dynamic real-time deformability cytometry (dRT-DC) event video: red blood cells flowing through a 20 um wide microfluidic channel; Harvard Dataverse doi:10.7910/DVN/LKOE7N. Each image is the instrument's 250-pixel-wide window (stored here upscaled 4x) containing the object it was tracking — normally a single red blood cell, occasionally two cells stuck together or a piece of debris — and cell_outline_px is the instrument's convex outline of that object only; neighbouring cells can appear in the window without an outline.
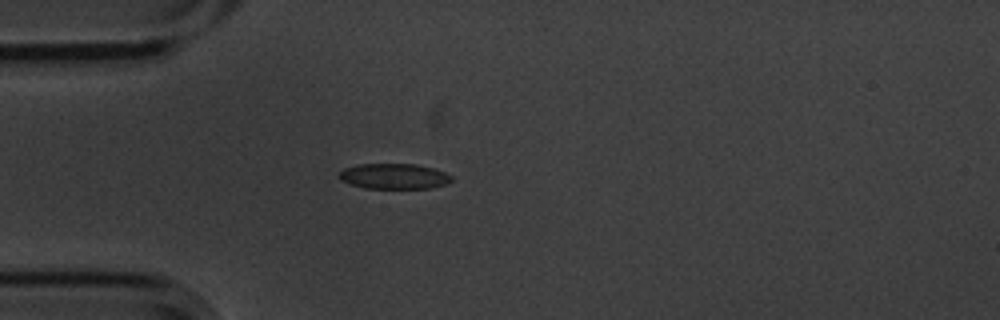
{"species": "common noctule bat (a hibernating species)", "species_latin": "Nyctalus noctula", "temperature_condition": "cold", "stored_images_in_passage": 4, "camera_frame_rate_fps": 3000, "um_per_image_px": 0.085, "animal": {"sex": "male", "body_mass_g": 20.1, "forearm_length_mm": 53.5}, "frame": {"image": 1, "passage_image": 4, "time_ms": 1.0, "image_size_px": [1000, 320], "cell_outline_px": [[452, 180], [444, 184], [428, 188], [364, 188], [340, 180], [336, 176], [344, 168], [356, 164], [416, 164], [432, 168], [444, 172], [452, 176]], "centroid_in_image_um": [33.44, 14.97], "position_along_channel_um": 51.6, "area_um2": 16.59}}